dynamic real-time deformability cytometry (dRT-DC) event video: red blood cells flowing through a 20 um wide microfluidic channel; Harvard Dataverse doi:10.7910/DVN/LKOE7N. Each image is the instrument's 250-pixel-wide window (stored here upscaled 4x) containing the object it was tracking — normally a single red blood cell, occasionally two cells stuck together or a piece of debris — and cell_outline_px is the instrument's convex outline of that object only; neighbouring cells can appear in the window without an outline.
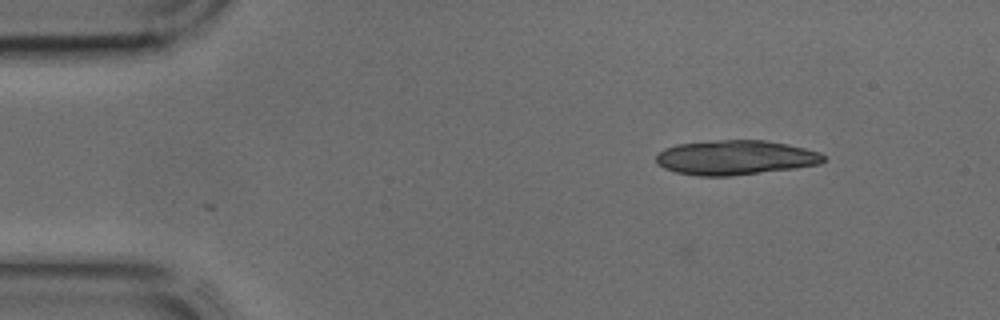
{"species": "common noctule bat (a hibernating species)", "species_latin": "Nyctalus noctula", "temperature_condition": "cold", "stored_images_in_passage": 2, "camera_frame_rate_fps": 3000, "um_per_image_px": 0.085, "animal": {"sex": "male", "body_mass_g": 17.9, "forearm_length_mm": 54.2}, "frame": {"image": 1, "passage_image": 1, "time_ms": 0.0, "image_size_px": [1000, 320], "cell_outline_px": [[824, 160], [820, 164], [796, 168], [728, 176], [696, 176], [676, 172], [664, 168], [656, 164], [656, 156], [664, 148], [676, 144], [716, 140], [764, 140], [788, 144], [820, 152], [824, 156]], "centroid_in_image_um": [62.48, 13.39], "position_along_channel_um": 22.5, "area_um2": 33.81}}